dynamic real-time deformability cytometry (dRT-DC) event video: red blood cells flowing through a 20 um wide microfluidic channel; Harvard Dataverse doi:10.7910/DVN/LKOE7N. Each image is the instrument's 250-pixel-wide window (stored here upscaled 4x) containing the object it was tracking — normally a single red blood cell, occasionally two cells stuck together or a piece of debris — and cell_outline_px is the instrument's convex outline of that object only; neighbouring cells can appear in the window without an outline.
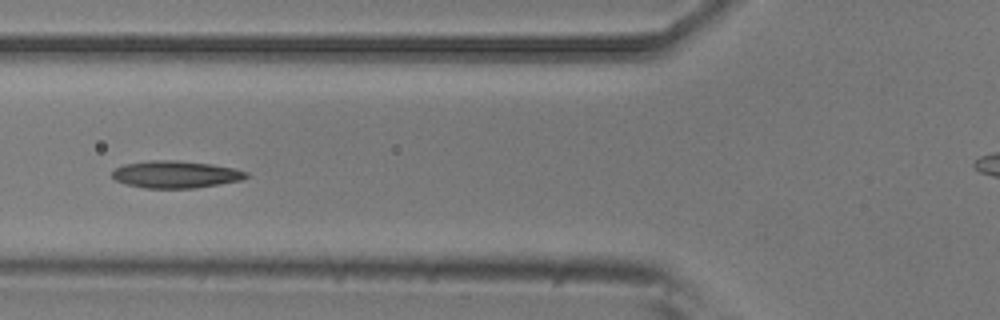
{"species": "common noctule bat (a hibernating species)", "species_latin": "Nyctalus noctula", "temperature_condition": "room temperature", "stored_images_in_passage": 6, "camera_frame_rate_fps": 3000, "um_per_image_px": 0.085, "animal": {"sex": "male", "body_mass_g": 20.5, "forearm_length_mm": 52.5}, "frame": {"image": 1, "passage_image": 5, "time_ms": 1.333, "image_size_px": [1000, 320], "cell_outline_px": [[248, 176], [240, 180], [196, 188], [144, 188], [128, 184], [116, 180], [112, 176], [112, 172], [116, 168], [124, 164], [148, 160], [176, 160], [212, 164], [232, 168], [248, 172]], "centroid_in_image_um": [14.92, 14.82], "position_along_channel_um": 110.9, "area_um2": 21.1}}
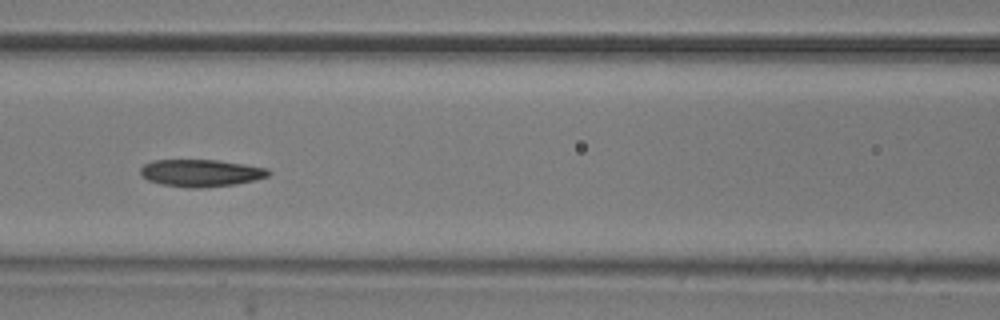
{"frame": {"image": 2, "passage_image": 6, "time_ms": 1.667, "image_size_px": [1000, 320], "cell_outline_px": [[272, 172], [268, 176], [256, 180], [236, 184], [204, 188], [188, 188], [160, 184], [148, 180], [140, 172], [140, 168], [144, 164], [152, 160], [216, 160], [244, 164], [268, 168]], "centroid_in_image_um": [17.1, 14.71], "position_along_channel_um": 149.5, "area_um2": 20.46}}